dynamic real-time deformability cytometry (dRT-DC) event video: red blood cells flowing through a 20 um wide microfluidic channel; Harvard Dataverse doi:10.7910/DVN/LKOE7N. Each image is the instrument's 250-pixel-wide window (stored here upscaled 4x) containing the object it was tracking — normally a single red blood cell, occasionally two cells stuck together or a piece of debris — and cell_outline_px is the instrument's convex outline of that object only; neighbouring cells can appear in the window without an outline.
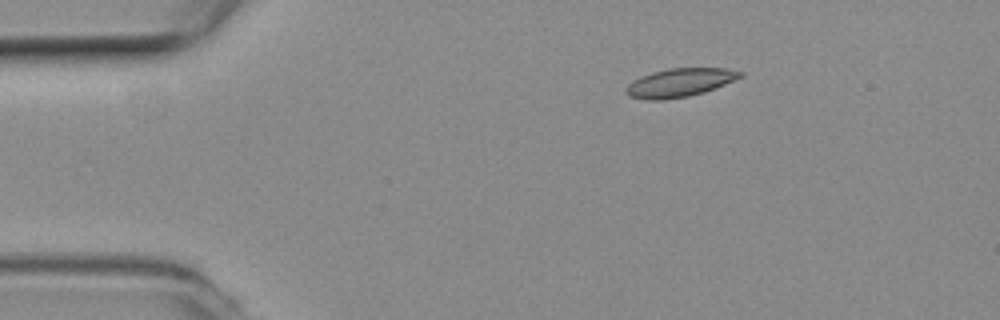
{"species": "common noctule bat (a hibernating species)", "species_latin": "Nyctalus noctula", "temperature_condition": "room temperature", "stored_images_in_passage": 3, "camera_frame_rate_fps": 3000, "um_per_image_px": 0.085, "animal": {"sex": "female", "body_mass_g": 19.3, "forearm_length_mm": 54.1}, "frame": {"image": 1, "passage_image": 1, "time_ms": 0.0, "image_size_px": [1000, 320], "cell_outline_px": [[744, 76], [716, 88], [704, 92], [688, 96], [660, 100], [648, 100], [628, 96], [624, 92], [624, 88], [628, 84], [640, 76], [652, 72], [668, 68], [724, 68], [744, 72]], "centroid_in_image_um": [57.76, 7.02], "position_along_channel_um": 27.2, "area_um2": 19.07}}
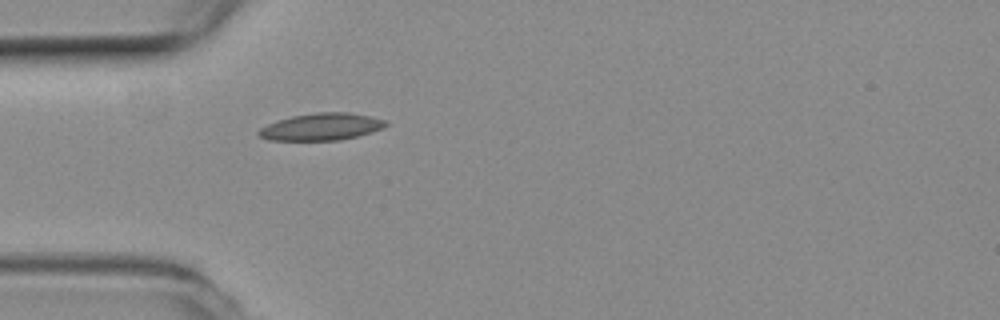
{"frame": {"image": 2, "passage_image": 3, "time_ms": 0.667, "image_size_px": [1000, 320], "cell_outline_px": [[388, 124], [384, 128], [356, 136], [340, 140], [268, 140], [260, 136], [256, 132], [260, 128], [268, 124], [292, 116], [316, 112], [348, 112], [388, 120]], "centroid_in_image_um": [27.34, 10.77], "position_along_channel_um": 57.7, "area_um2": 19.94}}